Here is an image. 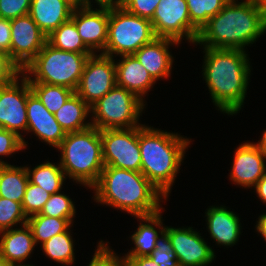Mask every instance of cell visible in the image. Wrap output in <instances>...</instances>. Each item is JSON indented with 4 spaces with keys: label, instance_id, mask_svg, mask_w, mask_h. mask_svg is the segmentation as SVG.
<instances>
[{
    "label": "cell",
    "instance_id": "1",
    "mask_svg": "<svg viewBox=\"0 0 266 266\" xmlns=\"http://www.w3.org/2000/svg\"><path fill=\"white\" fill-rule=\"evenodd\" d=\"M203 79L211 99L227 115L237 114L244 105L251 66L246 51L203 47Z\"/></svg>",
    "mask_w": 266,
    "mask_h": 266
},
{
    "label": "cell",
    "instance_id": "2",
    "mask_svg": "<svg viewBox=\"0 0 266 266\" xmlns=\"http://www.w3.org/2000/svg\"><path fill=\"white\" fill-rule=\"evenodd\" d=\"M266 33V18L257 0H229L199 31L195 44L215 49H240Z\"/></svg>",
    "mask_w": 266,
    "mask_h": 266
},
{
    "label": "cell",
    "instance_id": "3",
    "mask_svg": "<svg viewBox=\"0 0 266 266\" xmlns=\"http://www.w3.org/2000/svg\"><path fill=\"white\" fill-rule=\"evenodd\" d=\"M94 189L96 203L126 211L134 217L160 212L167 198L141 172L104 166Z\"/></svg>",
    "mask_w": 266,
    "mask_h": 266
},
{
    "label": "cell",
    "instance_id": "4",
    "mask_svg": "<svg viewBox=\"0 0 266 266\" xmlns=\"http://www.w3.org/2000/svg\"><path fill=\"white\" fill-rule=\"evenodd\" d=\"M188 138L177 133L139 126L141 173L167 198L180 171ZM182 162V163H181Z\"/></svg>",
    "mask_w": 266,
    "mask_h": 266
},
{
    "label": "cell",
    "instance_id": "5",
    "mask_svg": "<svg viewBox=\"0 0 266 266\" xmlns=\"http://www.w3.org/2000/svg\"><path fill=\"white\" fill-rule=\"evenodd\" d=\"M56 149L61 152L59 163L67 178L87 188L97 183L104 168L99 129L91 126L69 132Z\"/></svg>",
    "mask_w": 266,
    "mask_h": 266
},
{
    "label": "cell",
    "instance_id": "6",
    "mask_svg": "<svg viewBox=\"0 0 266 266\" xmlns=\"http://www.w3.org/2000/svg\"><path fill=\"white\" fill-rule=\"evenodd\" d=\"M91 55L93 53L59 50L46 42L21 73L26 76L29 83L60 85L76 91L85 63Z\"/></svg>",
    "mask_w": 266,
    "mask_h": 266
},
{
    "label": "cell",
    "instance_id": "7",
    "mask_svg": "<svg viewBox=\"0 0 266 266\" xmlns=\"http://www.w3.org/2000/svg\"><path fill=\"white\" fill-rule=\"evenodd\" d=\"M155 37L149 19L133 15L109 0L108 39L103 55H132Z\"/></svg>",
    "mask_w": 266,
    "mask_h": 266
},
{
    "label": "cell",
    "instance_id": "8",
    "mask_svg": "<svg viewBox=\"0 0 266 266\" xmlns=\"http://www.w3.org/2000/svg\"><path fill=\"white\" fill-rule=\"evenodd\" d=\"M145 102L134 93L115 85L107 94L90 107L91 125L99 130L129 129L143 124L139 117Z\"/></svg>",
    "mask_w": 266,
    "mask_h": 266
},
{
    "label": "cell",
    "instance_id": "9",
    "mask_svg": "<svg viewBox=\"0 0 266 266\" xmlns=\"http://www.w3.org/2000/svg\"><path fill=\"white\" fill-rule=\"evenodd\" d=\"M104 166L141 172L139 126L100 130Z\"/></svg>",
    "mask_w": 266,
    "mask_h": 266
},
{
    "label": "cell",
    "instance_id": "10",
    "mask_svg": "<svg viewBox=\"0 0 266 266\" xmlns=\"http://www.w3.org/2000/svg\"><path fill=\"white\" fill-rule=\"evenodd\" d=\"M150 21L156 37L196 43L199 30L190 21L186 0H160Z\"/></svg>",
    "mask_w": 266,
    "mask_h": 266
},
{
    "label": "cell",
    "instance_id": "11",
    "mask_svg": "<svg viewBox=\"0 0 266 266\" xmlns=\"http://www.w3.org/2000/svg\"><path fill=\"white\" fill-rule=\"evenodd\" d=\"M31 92L29 81L22 73L12 82L0 86V127L21 137L25 149L28 142L25 141L21 132H27L26 103Z\"/></svg>",
    "mask_w": 266,
    "mask_h": 266
},
{
    "label": "cell",
    "instance_id": "12",
    "mask_svg": "<svg viewBox=\"0 0 266 266\" xmlns=\"http://www.w3.org/2000/svg\"><path fill=\"white\" fill-rule=\"evenodd\" d=\"M116 85L115 59L93 54L87 59L76 93L91 107Z\"/></svg>",
    "mask_w": 266,
    "mask_h": 266
},
{
    "label": "cell",
    "instance_id": "13",
    "mask_svg": "<svg viewBox=\"0 0 266 266\" xmlns=\"http://www.w3.org/2000/svg\"><path fill=\"white\" fill-rule=\"evenodd\" d=\"M91 5H76L71 20L85 46L93 53L105 50L108 39L109 0L98 4L99 9Z\"/></svg>",
    "mask_w": 266,
    "mask_h": 266
},
{
    "label": "cell",
    "instance_id": "14",
    "mask_svg": "<svg viewBox=\"0 0 266 266\" xmlns=\"http://www.w3.org/2000/svg\"><path fill=\"white\" fill-rule=\"evenodd\" d=\"M47 36L29 14L11 20L10 59L21 69L44 47Z\"/></svg>",
    "mask_w": 266,
    "mask_h": 266
},
{
    "label": "cell",
    "instance_id": "15",
    "mask_svg": "<svg viewBox=\"0 0 266 266\" xmlns=\"http://www.w3.org/2000/svg\"><path fill=\"white\" fill-rule=\"evenodd\" d=\"M165 231L168 233L180 266H207L215 259V251L192 227L165 226Z\"/></svg>",
    "mask_w": 266,
    "mask_h": 266
},
{
    "label": "cell",
    "instance_id": "16",
    "mask_svg": "<svg viewBox=\"0 0 266 266\" xmlns=\"http://www.w3.org/2000/svg\"><path fill=\"white\" fill-rule=\"evenodd\" d=\"M229 177L233 184L253 188L266 173V161L254 142L240 144L235 150Z\"/></svg>",
    "mask_w": 266,
    "mask_h": 266
},
{
    "label": "cell",
    "instance_id": "17",
    "mask_svg": "<svg viewBox=\"0 0 266 266\" xmlns=\"http://www.w3.org/2000/svg\"><path fill=\"white\" fill-rule=\"evenodd\" d=\"M26 109L27 133L33 132L41 142L57 148L67 133L58 123L54 114L49 112L33 92L27 97Z\"/></svg>",
    "mask_w": 266,
    "mask_h": 266
},
{
    "label": "cell",
    "instance_id": "18",
    "mask_svg": "<svg viewBox=\"0 0 266 266\" xmlns=\"http://www.w3.org/2000/svg\"><path fill=\"white\" fill-rule=\"evenodd\" d=\"M179 44V42L169 38L155 37L150 43L142 46L133 55L155 81L160 78L166 79L171 76L174 62V57L169 52V46H178Z\"/></svg>",
    "mask_w": 266,
    "mask_h": 266
},
{
    "label": "cell",
    "instance_id": "19",
    "mask_svg": "<svg viewBox=\"0 0 266 266\" xmlns=\"http://www.w3.org/2000/svg\"><path fill=\"white\" fill-rule=\"evenodd\" d=\"M75 7L72 0H31L29 15L48 36L71 19Z\"/></svg>",
    "mask_w": 266,
    "mask_h": 266
},
{
    "label": "cell",
    "instance_id": "20",
    "mask_svg": "<svg viewBox=\"0 0 266 266\" xmlns=\"http://www.w3.org/2000/svg\"><path fill=\"white\" fill-rule=\"evenodd\" d=\"M120 58L119 62L115 61L116 85L134 93L144 102V96L156 81L133 54L121 55Z\"/></svg>",
    "mask_w": 266,
    "mask_h": 266
},
{
    "label": "cell",
    "instance_id": "21",
    "mask_svg": "<svg viewBox=\"0 0 266 266\" xmlns=\"http://www.w3.org/2000/svg\"><path fill=\"white\" fill-rule=\"evenodd\" d=\"M205 212L207 228L217 245L233 246L241 234L240 218L223 205L211 206Z\"/></svg>",
    "mask_w": 266,
    "mask_h": 266
},
{
    "label": "cell",
    "instance_id": "22",
    "mask_svg": "<svg viewBox=\"0 0 266 266\" xmlns=\"http://www.w3.org/2000/svg\"><path fill=\"white\" fill-rule=\"evenodd\" d=\"M20 226L0 232V256L10 263H23L36 246L27 223Z\"/></svg>",
    "mask_w": 266,
    "mask_h": 266
},
{
    "label": "cell",
    "instance_id": "23",
    "mask_svg": "<svg viewBox=\"0 0 266 266\" xmlns=\"http://www.w3.org/2000/svg\"><path fill=\"white\" fill-rule=\"evenodd\" d=\"M161 213L162 211L149 216L135 217L141 220L137 230L130 237L135 246L124 257H143L151 254L156 248L157 238L165 230ZM157 228L160 231H157Z\"/></svg>",
    "mask_w": 266,
    "mask_h": 266
},
{
    "label": "cell",
    "instance_id": "24",
    "mask_svg": "<svg viewBox=\"0 0 266 266\" xmlns=\"http://www.w3.org/2000/svg\"><path fill=\"white\" fill-rule=\"evenodd\" d=\"M90 110V106L74 92L54 116L66 133L79 132L92 126L91 122L85 121Z\"/></svg>",
    "mask_w": 266,
    "mask_h": 266
},
{
    "label": "cell",
    "instance_id": "25",
    "mask_svg": "<svg viewBox=\"0 0 266 266\" xmlns=\"http://www.w3.org/2000/svg\"><path fill=\"white\" fill-rule=\"evenodd\" d=\"M29 182L26 167H18L0 159V197L22 204Z\"/></svg>",
    "mask_w": 266,
    "mask_h": 266
},
{
    "label": "cell",
    "instance_id": "26",
    "mask_svg": "<svg viewBox=\"0 0 266 266\" xmlns=\"http://www.w3.org/2000/svg\"><path fill=\"white\" fill-rule=\"evenodd\" d=\"M29 181L42 187L50 194L58 193L62 190L66 175L60 167V163L46 161L35 166L32 170L27 167Z\"/></svg>",
    "mask_w": 266,
    "mask_h": 266
},
{
    "label": "cell",
    "instance_id": "27",
    "mask_svg": "<svg viewBox=\"0 0 266 266\" xmlns=\"http://www.w3.org/2000/svg\"><path fill=\"white\" fill-rule=\"evenodd\" d=\"M27 225L30 227L35 243L43 244L51 237L65 232L72 222L67 218L48 217L41 214H35L27 219Z\"/></svg>",
    "mask_w": 266,
    "mask_h": 266
},
{
    "label": "cell",
    "instance_id": "28",
    "mask_svg": "<svg viewBox=\"0 0 266 266\" xmlns=\"http://www.w3.org/2000/svg\"><path fill=\"white\" fill-rule=\"evenodd\" d=\"M47 42L54 48L75 52L92 53L82 41L75 23L70 19L61 24L56 30L47 36Z\"/></svg>",
    "mask_w": 266,
    "mask_h": 266
},
{
    "label": "cell",
    "instance_id": "29",
    "mask_svg": "<svg viewBox=\"0 0 266 266\" xmlns=\"http://www.w3.org/2000/svg\"><path fill=\"white\" fill-rule=\"evenodd\" d=\"M70 231L69 227L65 232L57 234L41 244L45 255L54 262L63 265H72L74 263V240Z\"/></svg>",
    "mask_w": 266,
    "mask_h": 266
},
{
    "label": "cell",
    "instance_id": "30",
    "mask_svg": "<svg viewBox=\"0 0 266 266\" xmlns=\"http://www.w3.org/2000/svg\"><path fill=\"white\" fill-rule=\"evenodd\" d=\"M32 92L39 98L42 104L51 112L56 113L67 99L75 92L74 90L60 85L46 83H29Z\"/></svg>",
    "mask_w": 266,
    "mask_h": 266
},
{
    "label": "cell",
    "instance_id": "31",
    "mask_svg": "<svg viewBox=\"0 0 266 266\" xmlns=\"http://www.w3.org/2000/svg\"><path fill=\"white\" fill-rule=\"evenodd\" d=\"M229 0H186L191 23L200 31L201 28L223 9Z\"/></svg>",
    "mask_w": 266,
    "mask_h": 266
},
{
    "label": "cell",
    "instance_id": "32",
    "mask_svg": "<svg viewBox=\"0 0 266 266\" xmlns=\"http://www.w3.org/2000/svg\"><path fill=\"white\" fill-rule=\"evenodd\" d=\"M39 214L48 217L67 218L73 223L76 208L72 199L60 191L50 195Z\"/></svg>",
    "mask_w": 266,
    "mask_h": 266
},
{
    "label": "cell",
    "instance_id": "33",
    "mask_svg": "<svg viewBox=\"0 0 266 266\" xmlns=\"http://www.w3.org/2000/svg\"><path fill=\"white\" fill-rule=\"evenodd\" d=\"M27 219L20 202L0 197V232L12 229L18 223L26 224Z\"/></svg>",
    "mask_w": 266,
    "mask_h": 266
},
{
    "label": "cell",
    "instance_id": "34",
    "mask_svg": "<svg viewBox=\"0 0 266 266\" xmlns=\"http://www.w3.org/2000/svg\"><path fill=\"white\" fill-rule=\"evenodd\" d=\"M50 195L42 187L29 181L22 201L23 212L27 218L40 213Z\"/></svg>",
    "mask_w": 266,
    "mask_h": 266
},
{
    "label": "cell",
    "instance_id": "35",
    "mask_svg": "<svg viewBox=\"0 0 266 266\" xmlns=\"http://www.w3.org/2000/svg\"><path fill=\"white\" fill-rule=\"evenodd\" d=\"M149 256L159 266H180L165 230L157 238L156 248Z\"/></svg>",
    "mask_w": 266,
    "mask_h": 266
},
{
    "label": "cell",
    "instance_id": "36",
    "mask_svg": "<svg viewBox=\"0 0 266 266\" xmlns=\"http://www.w3.org/2000/svg\"><path fill=\"white\" fill-rule=\"evenodd\" d=\"M103 240L99 241L97 249L87 266H128L124 257L116 255Z\"/></svg>",
    "mask_w": 266,
    "mask_h": 266
},
{
    "label": "cell",
    "instance_id": "37",
    "mask_svg": "<svg viewBox=\"0 0 266 266\" xmlns=\"http://www.w3.org/2000/svg\"><path fill=\"white\" fill-rule=\"evenodd\" d=\"M133 15L151 20L160 0H115Z\"/></svg>",
    "mask_w": 266,
    "mask_h": 266
},
{
    "label": "cell",
    "instance_id": "38",
    "mask_svg": "<svg viewBox=\"0 0 266 266\" xmlns=\"http://www.w3.org/2000/svg\"><path fill=\"white\" fill-rule=\"evenodd\" d=\"M31 0H0V18L15 19L29 14Z\"/></svg>",
    "mask_w": 266,
    "mask_h": 266
},
{
    "label": "cell",
    "instance_id": "39",
    "mask_svg": "<svg viewBox=\"0 0 266 266\" xmlns=\"http://www.w3.org/2000/svg\"><path fill=\"white\" fill-rule=\"evenodd\" d=\"M24 148L22 138L16 133L0 127V156H9Z\"/></svg>",
    "mask_w": 266,
    "mask_h": 266
},
{
    "label": "cell",
    "instance_id": "40",
    "mask_svg": "<svg viewBox=\"0 0 266 266\" xmlns=\"http://www.w3.org/2000/svg\"><path fill=\"white\" fill-rule=\"evenodd\" d=\"M20 74L21 69L10 59L9 55L0 52V86L12 82Z\"/></svg>",
    "mask_w": 266,
    "mask_h": 266
},
{
    "label": "cell",
    "instance_id": "41",
    "mask_svg": "<svg viewBox=\"0 0 266 266\" xmlns=\"http://www.w3.org/2000/svg\"><path fill=\"white\" fill-rule=\"evenodd\" d=\"M11 47V20L0 18V52L10 57Z\"/></svg>",
    "mask_w": 266,
    "mask_h": 266
},
{
    "label": "cell",
    "instance_id": "42",
    "mask_svg": "<svg viewBox=\"0 0 266 266\" xmlns=\"http://www.w3.org/2000/svg\"><path fill=\"white\" fill-rule=\"evenodd\" d=\"M124 258L128 266H159L150 256Z\"/></svg>",
    "mask_w": 266,
    "mask_h": 266
},
{
    "label": "cell",
    "instance_id": "43",
    "mask_svg": "<svg viewBox=\"0 0 266 266\" xmlns=\"http://www.w3.org/2000/svg\"><path fill=\"white\" fill-rule=\"evenodd\" d=\"M255 189L256 194L261 199V202L266 205V173L263 177L258 181V183L253 187Z\"/></svg>",
    "mask_w": 266,
    "mask_h": 266
},
{
    "label": "cell",
    "instance_id": "44",
    "mask_svg": "<svg viewBox=\"0 0 266 266\" xmlns=\"http://www.w3.org/2000/svg\"><path fill=\"white\" fill-rule=\"evenodd\" d=\"M256 230L257 232L263 237L264 241L266 242V214H261L258 217V221H256Z\"/></svg>",
    "mask_w": 266,
    "mask_h": 266
},
{
    "label": "cell",
    "instance_id": "45",
    "mask_svg": "<svg viewBox=\"0 0 266 266\" xmlns=\"http://www.w3.org/2000/svg\"><path fill=\"white\" fill-rule=\"evenodd\" d=\"M254 144L259 148L260 152L266 159V130L263 132L260 140L257 143L254 142Z\"/></svg>",
    "mask_w": 266,
    "mask_h": 266
},
{
    "label": "cell",
    "instance_id": "46",
    "mask_svg": "<svg viewBox=\"0 0 266 266\" xmlns=\"http://www.w3.org/2000/svg\"><path fill=\"white\" fill-rule=\"evenodd\" d=\"M76 5H91V0H72ZM107 0H95L97 4L103 3Z\"/></svg>",
    "mask_w": 266,
    "mask_h": 266
},
{
    "label": "cell",
    "instance_id": "47",
    "mask_svg": "<svg viewBox=\"0 0 266 266\" xmlns=\"http://www.w3.org/2000/svg\"><path fill=\"white\" fill-rule=\"evenodd\" d=\"M260 10L263 16L266 18V0H257Z\"/></svg>",
    "mask_w": 266,
    "mask_h": 266
},
{
    "label": "cell",
    "instance_id": "48",
    "mask_svg": "<svg viewBox=\"0 0 266 266\" xmlns=\"http://www.w3.org/2000/svg\"><path fill=\"white\" fill-rule=\"evenodd\" d=\"M12 263L8 262L5 258L0 256V266H10Z\"/></svg>",
    "mask_w": 266,
    "mask_h": 266
},
{
    "label": "cell",
    "instance_id": "49",
    "mask_svg": "<svg viewBox=\"0 0 266 266\" xmlns=\"http://www.w3.org/2000/svg\"><path fill=\"white\" fill-rule=\"evenodd\" d=\"M10 266H34L33 264H23V263H12Z\"/></svg>",
    "mask_w": 266,
    "mask_h": 266
}]
</instances>
